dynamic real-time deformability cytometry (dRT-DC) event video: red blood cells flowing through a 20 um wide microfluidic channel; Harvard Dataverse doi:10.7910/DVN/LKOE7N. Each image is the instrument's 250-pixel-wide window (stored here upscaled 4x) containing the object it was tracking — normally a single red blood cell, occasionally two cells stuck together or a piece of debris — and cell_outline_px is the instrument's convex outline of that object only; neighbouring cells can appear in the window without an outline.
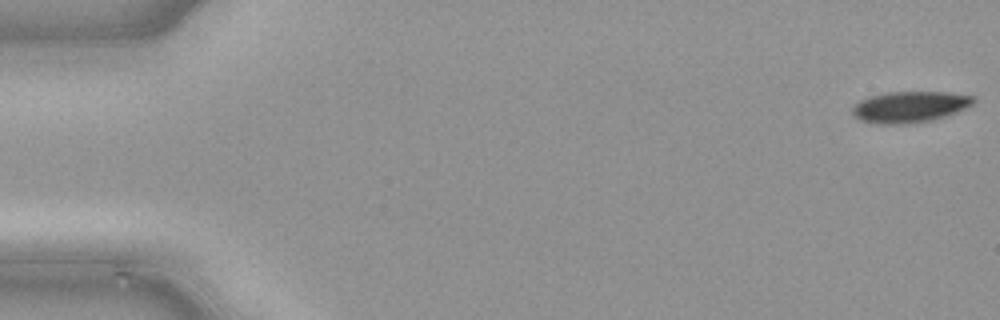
{"species": "common noctule bat (a hibernating species)", "species_latin": "Nyctalus noctula", "temperature_condition": "cold", "stored_images_in_passage": 45, "camera_frame_rate_fps": 3000, "um_per_image_px": 0.085, "animal": {"sex": "male", "body_mass_g": 21.5, "forearm_length_mm": 52.0}, "frame": {"image": 1, "passage_image": 1, "time_ms": 0.0, "image_size_px": [1000, 320], "cell_outline_px": [[976, 100], [972, 104], [956, 112], [932, 120], [904, 124], [880, 124], [860, 120], [852, 112], [852, 108], [860, 100], [872, 96], [888, 92], [944, 92], [972, 96]], "centroid_in_image_um": [77.32, 9.08], "position_along_channel_um": 7.7, "area_um2": 21.62}}
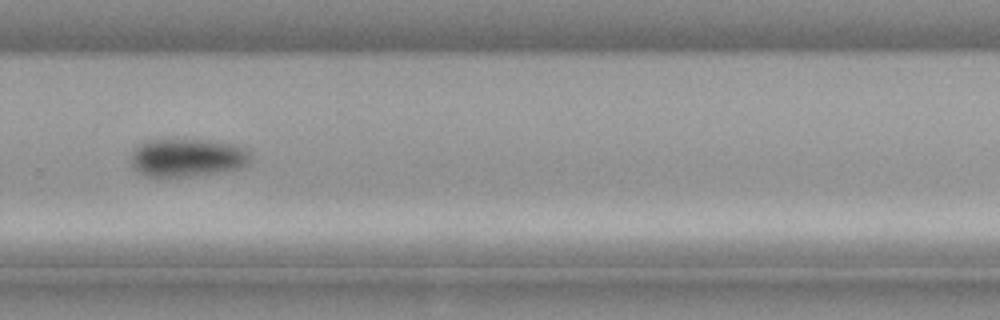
{"frame": {"image": 2, "passage_image": 33, "time_ms": 10.667, "image_size_px": [1000, 320], "cell_outline_px": [[252, 160], [248, 164], [236, 168], [216, 172], [188, 176], [144, 176], [132, 168], [132, 152], [140, 144], [148, 140], [212, 140], [236, 144], [248, 148], [252, 156]], "centroid_in_image_um": [15.96, 13.38], "position_along_channel_um": 313.8, "area_um2": 26.53}}
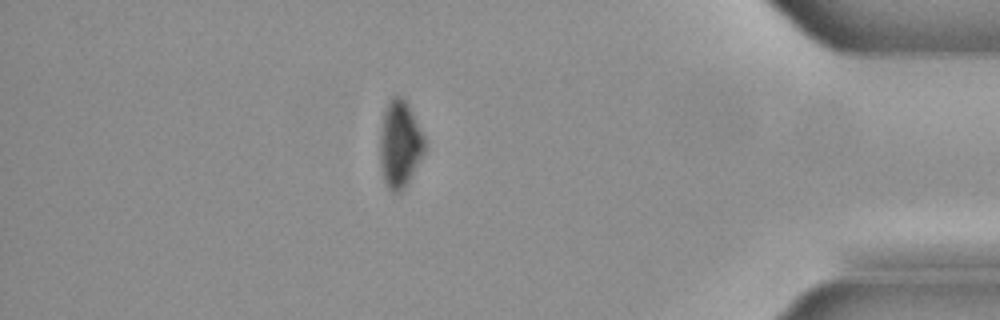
{"frame": {"image": 3, "passage_image": 42, "time_ms": 13.667, "image_size_px": [1000, 320], "cell_outline_px": [[428, 148], [412, 176], [404, 188], [400, 192], [392, 192], [388, 188], [384, 180], [380, 164], [380, 128], [384, 108], [392, 96], [400, 92], [408, 104], [428, 144]], "centroid_in_image_um": [34.0, 12.22], "position_along_channel_um": 401.2, "area_um2": 23.29}}